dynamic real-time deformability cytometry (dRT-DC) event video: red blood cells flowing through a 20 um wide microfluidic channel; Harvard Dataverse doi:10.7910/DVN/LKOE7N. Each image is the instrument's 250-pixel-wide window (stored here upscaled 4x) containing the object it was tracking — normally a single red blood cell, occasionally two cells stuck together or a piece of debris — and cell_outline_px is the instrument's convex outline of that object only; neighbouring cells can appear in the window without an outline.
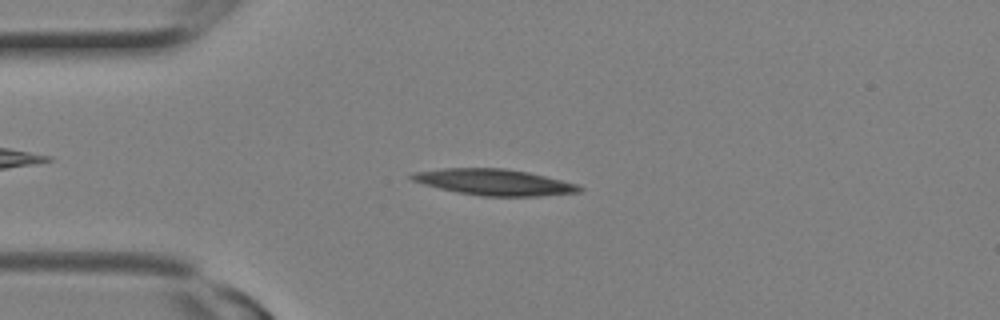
{"species": "Egyptian fruit bat (a non-hibernating species)", "species_latin": "Rousettus aegyptiacus", "temperature_condition": "room temperature", "stored_images_in_passage": 14, "camera_frame_rate_fps": 3000, "um_per_image_px": 0.085, "animal": {"sex": "female"}, "frame": {"image": 1, "passage_image": 5, "time_ms": 1.333, "image_size_px": [1000, 320], "cell_outline_px": [[584, 188], [580, 192], [540, 196], [480, 196], [440, 188], [424, 184], [412, 180], [408, 176], [412, 172], [444, 168], [504, 168], [528, 172], [576, 184]], "centroid_in_image_um": [41.99, 15.48], "position_along_channel_um": 43.0, "area_um2": 25.32}}
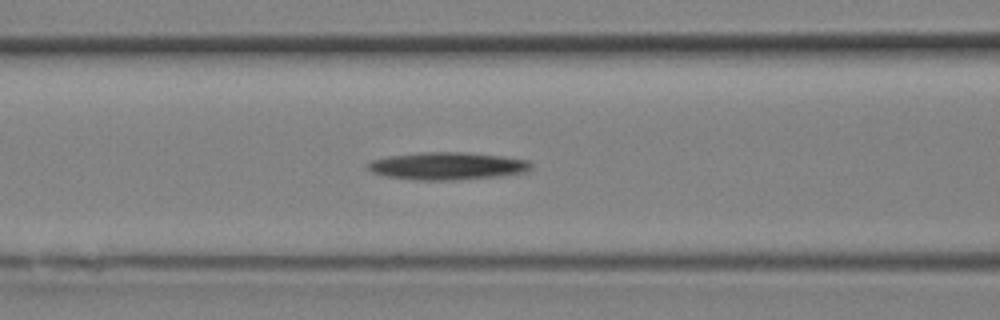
{"frame": {"image": 2, "passage_image": 9, "time_ms": 2.667, "image_size_px": [1000, 320], "cell_outline_px": [[532, 168], [528, 172], [504, 176], [460, 180], [416, 180], [388, 176], [372, 172], [368, 168], [368, 164], [372, 160], [388, 156], [424, 152], [460, 152], [504, 156], [528, 160], [532, 164]], "centroid_in_image_um": [38.11, 14.11], "position_along_channel_um": 128.5, "area_um2": 26.36}}
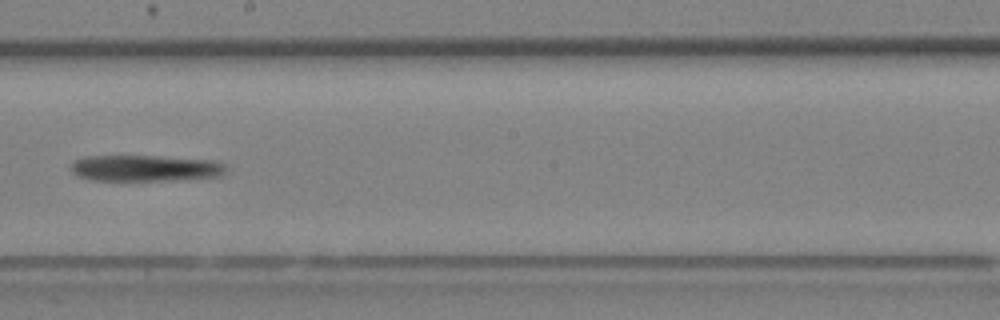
{"frame": {"image": 3, "passage_image": 13, "time_ms": 4.0, "image_size_px": [1000, 320], "cell_outline_px": [[228, 168], [224, 176], [172, 180], [92, 180], [80, 176], [72, 172], [72, 160], [84, 156], [156, 156], [216, 160], [228, 164]], "centroid_in_image_um": [12.44, 14.28], "position_along_channel_um": 235.8, "area_um2": 23.99}}